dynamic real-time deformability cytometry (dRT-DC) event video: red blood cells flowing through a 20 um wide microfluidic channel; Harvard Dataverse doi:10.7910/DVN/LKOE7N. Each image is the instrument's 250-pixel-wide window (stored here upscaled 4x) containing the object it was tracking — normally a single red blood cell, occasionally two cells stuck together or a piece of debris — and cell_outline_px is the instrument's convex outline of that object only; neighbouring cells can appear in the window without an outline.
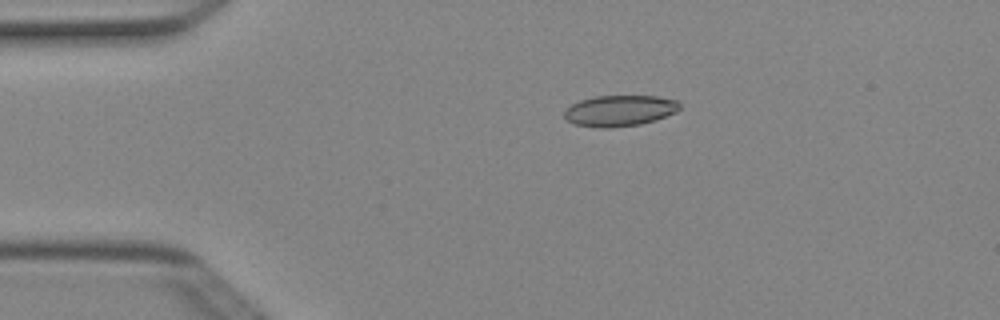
{"species": "Egyptian fruit bat (a non-hibernating species)", "species_latin": "Rousettus aegyptiacus", "temperature_condition": "cold", "stored_images_in_passage": 1, "camera_frame_rate_fps": 3000, "um_per_image_px": 0.085, "animal": {"sex": "female"}, "frame": {"image": 1, "passage_image": 1, "time_ms": 0.0, "image_size_px": [1000, 320], "cell_outline_px": [[680, 108], [676, 112], [656, 120], [640, 124], [608, 128], [600, 128], [576, 124], [568, 120], [564, 116], [564, 112], [572, 104], [580, 100], [596, 96], [656, 96], [676, 100], [680, 104]], "centroid_in_image_um": [52.69, 9.41], "position_along_channel_um": 32.3, "area_um2": 20.69}}